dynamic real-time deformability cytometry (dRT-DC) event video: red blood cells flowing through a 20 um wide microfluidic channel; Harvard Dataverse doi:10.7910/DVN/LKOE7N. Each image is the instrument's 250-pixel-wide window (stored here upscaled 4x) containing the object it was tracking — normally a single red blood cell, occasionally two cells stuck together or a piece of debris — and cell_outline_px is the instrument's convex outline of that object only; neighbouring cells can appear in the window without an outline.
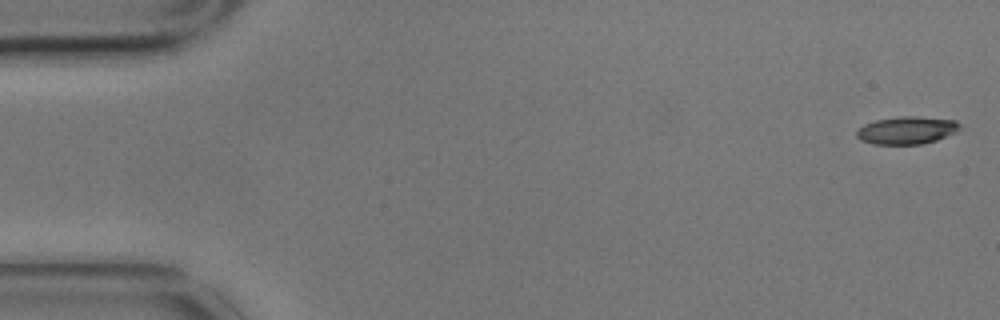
{"species": "common noctule bat (a hibernating species)", "species_latin": "Nyctalus noctula", "temperature_condition": "cold", "stored_images_in_passage": 4, "camera_frame_rate_fps": 3000, "um_per_image_px": 0.085, "animal": {"sex": "male", "body_mass_g": 17.9}, "frame": {"image": 1, "passage_image": 1, "time_ms": 0.0, "image_size_px": [1000, 320], "cell_outline_px": [[960, 124], [956, 132], [936, 140], [920, 144], [872, 144], [860, 140], [856, 136], [856, 132], [864, 124], [876, 120], [900, 116], [916, 116], [956, 120]], "centroid_in_image_um": [77.05, 11.07], "position_along_channel_um": 7.9, "area_um2": 16.53}}
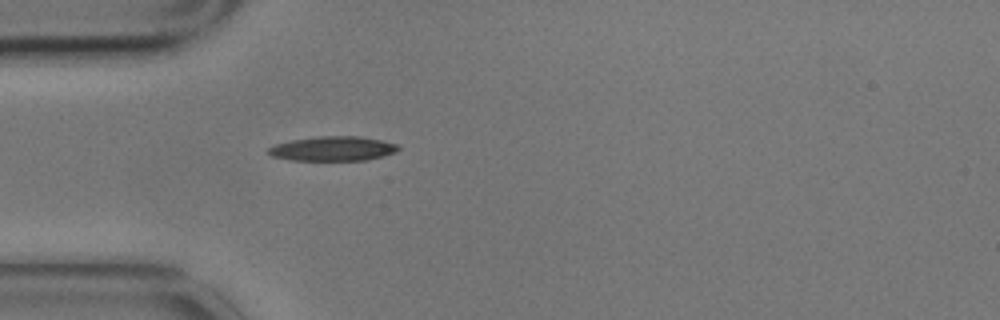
{"frame": {"image": 2, "passage_image": 4, "time_ms": 1.0, "image_size_px": [1000, 320], "cell_outline_px": [[400, 148], [396, 152], [384, 156], [368, 160], [288, 160], [272, 156], [264, 152], [268, 148], [276, 144], [292, 140], [320, 136], [360, 136], [400, 144]], "centroid_in_image_um": [28.31, 12.64], "position_along_channel_um": 56.7, "area_um2": 18.73}}